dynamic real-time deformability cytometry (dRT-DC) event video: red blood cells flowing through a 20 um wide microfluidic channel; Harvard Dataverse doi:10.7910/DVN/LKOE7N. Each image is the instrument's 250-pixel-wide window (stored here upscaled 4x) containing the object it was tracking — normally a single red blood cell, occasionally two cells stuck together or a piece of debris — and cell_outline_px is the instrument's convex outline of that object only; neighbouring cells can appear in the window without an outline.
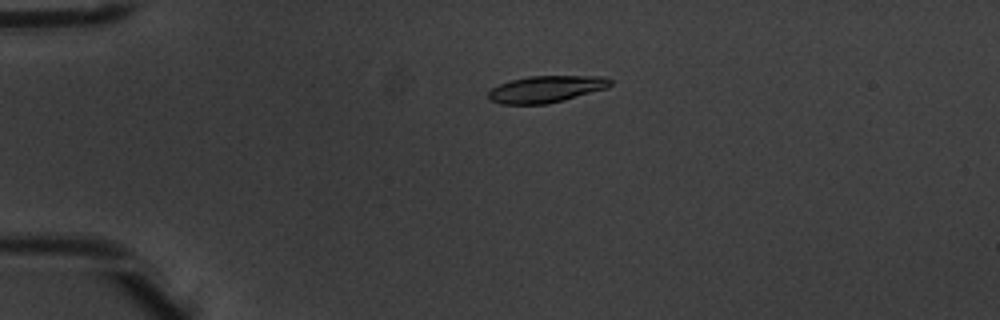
{"species": "common noctule bat (a hibernating species)", "species_latin": "Nyctalus noctula", "temperature_condition": "warm", "stored_images_in_passage": 5, "camera_frame_rate_fps": 3000, "um_per_image_px": 0.085, "animal": {"sex": "male", "body_mass_g": 20.1, "forearm_length_mm": 53.5}, "frame": {"image": 1, "passage_image": 4, "time_ms": 1.0, "image_size_px": [1000, 320], "cell_outline_px": [[612, 84], [608, 88], [564, 100], [548, 104], [500, 104], [488, 100], [488, 92], [492, 88], [500, 84], [512, 80], [528, 76], [608, 76], [612, 80]], "centroid_in_image_um": [46.45, 7.57], "position_along_channel_um": 38.6, "area_um2": 19.19}}